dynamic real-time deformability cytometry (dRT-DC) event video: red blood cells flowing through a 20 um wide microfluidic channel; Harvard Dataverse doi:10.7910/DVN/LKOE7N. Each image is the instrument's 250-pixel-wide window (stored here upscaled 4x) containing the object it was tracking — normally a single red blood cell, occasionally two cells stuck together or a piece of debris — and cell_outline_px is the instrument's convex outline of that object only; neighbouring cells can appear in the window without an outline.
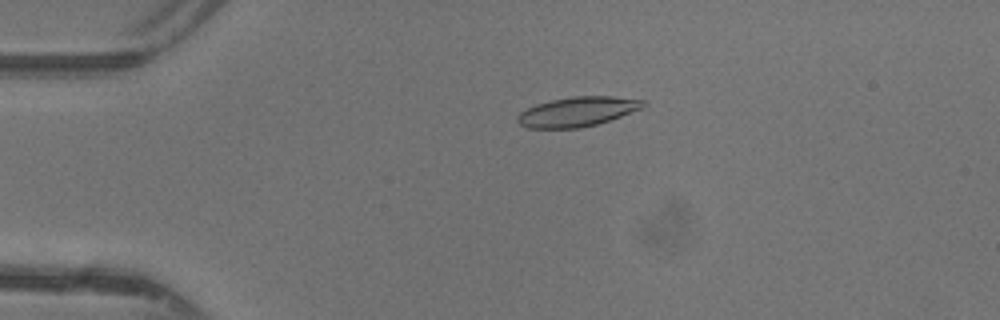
{"species": "common noctule bat (a hibernating species)", "species_latin": "Nyctalus noctula", "temperature_condition": "warm", "stored_images_in_passage": 44, "camera_frame_rate_fps": 3000, "um_per_image_px": 0.085, "animal": {"sex": "female"}, "frame": {"image": 1, "passage_image": 7, "time_ms": 2.0, "image_size_px": [1000, 320], "cell_outline_px": [[648, 104], [644, 108], [596, 124], [580, 128], [528, 128], [520, 124], [516, 120], [516, 116], [520, 112], [536, 104], [552, 100], [572, 96], [612, 96], [648, 100]], "centroid_in_image_um": [49.12, 9.48], "position_along_channel_um": 35.9, "area_um2": 21.79}}
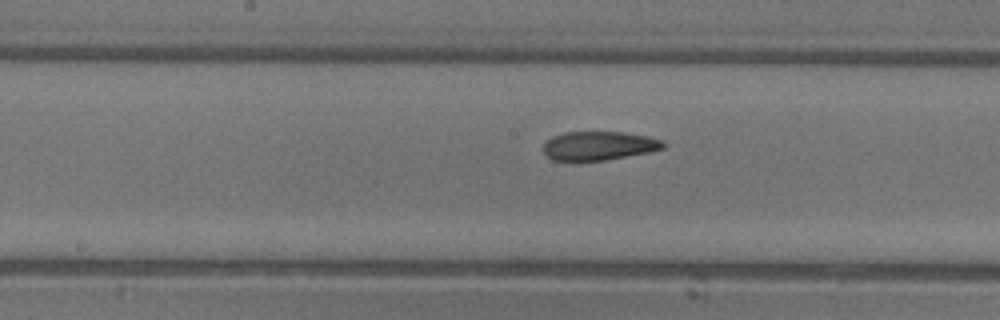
{"frame": {"image": 2, "passage_image": 21, "time_ms": 6.667, "image_size_px": [1000, 320], "cell_outline_px": [[664, 148], [648, 152], [604, 160], [552, 160], [544, 152], [544, 144], [552, 136], [564, 132], [624, 132], [648, 136], [664, 140]], "centroid_in_image_um": [50.92, 12.37], "position_along_channel_um": 197.3, "area_um2": 19.94}}
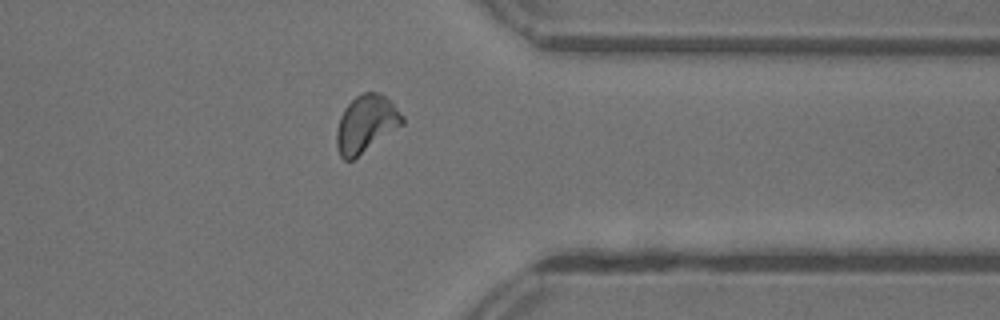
{"frame": {"image": 3, "passage_image": 34, "time_ms": 11.0, "image_size_px": [1000, 320], "cell_outline_px": [[404, 124], [352, 160], [344, 160], [340, 156], [336, 144], [336, 128], [340, 116], [344, 108], [356, 96], [364, 92], [380, 92], [404, 116]], "centroid_in_image_um": [31.09, 10.53], "position_along_channel_um": 380.3, "area_um2": 21.79}, "authors_computed_cell_mechanics": {"area_um2": 21.386, "velocity_mm_per_s": 4.3984, "shape_relaxation_time_tau1_ms": 5.5164, "shape_relaxation_time_tau2_ms": 2.098, "deformation_change_tau1": 0.1666, "deformation_change_tau2": 0.0869}}